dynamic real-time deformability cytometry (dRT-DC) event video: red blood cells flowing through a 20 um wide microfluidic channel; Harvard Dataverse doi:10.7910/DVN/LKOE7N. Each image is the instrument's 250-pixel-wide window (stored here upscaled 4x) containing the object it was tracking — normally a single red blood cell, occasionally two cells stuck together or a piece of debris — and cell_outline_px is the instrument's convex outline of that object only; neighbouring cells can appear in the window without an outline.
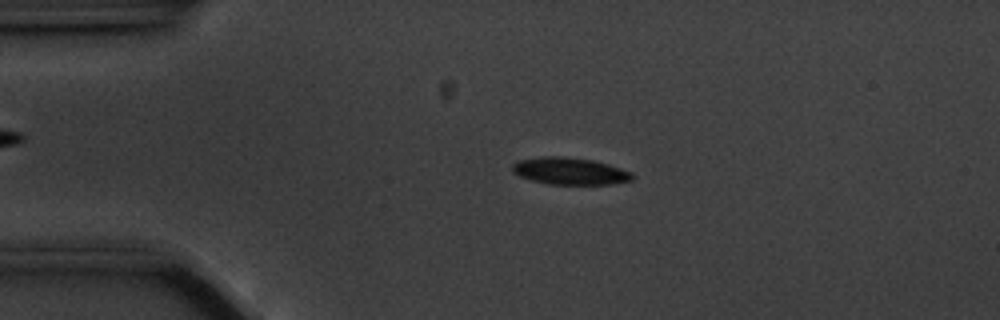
{"species": "common noctule bat (a hibernating species)", "species_latin": "Nyctalus noctula", "temperature_condition": "cold", "stored_images_in_passage": 46, "camera_frame_rate_fps": 3000, "um_per_image_px": 0.085, "animal": {"sex": "male", "body_mass_g": 20.1, "forearm_length_mm": 53.5}, "frame": {"image": 1, "passage_image": 2, "time_ms": 0.333, "image_size_px": [1000, 320], "cell_outline_px": [[636, 176], [632, 180], [612, 184], [548, 184], [532, 180], [520, 176], [512, 172], [512, 164], [520, 160], [544, 156], [564, 156], [592, 160], [608, 164], [632, 172]], "centroid_in_image_um": [48.46, 14.54], "position_along_channel_um": 36.5, "area_um2": 18.9}}
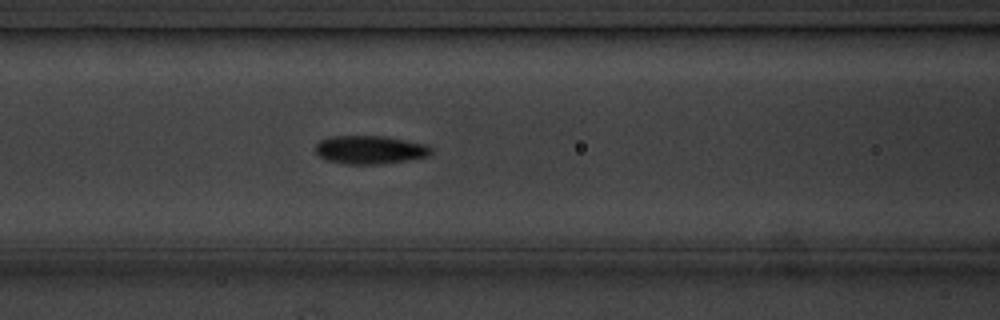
{"frame": {"image": 2, "passage_image": 13, "time_ms": 4.0, "image_size_px": [1000, 320], "cell_outline_px": [[432, 152], [428, 156], [384, 164], [344, 164], [328, 160], [320, 156], [316, 152], [316, 144], [320, 140], [332, 136], [384, 136], [428, 144], [432, 148]], "centroid_in_image_um": [31.47, 12.73], "position_along_channel_um": 135.1, "area_um2": 19.13}}
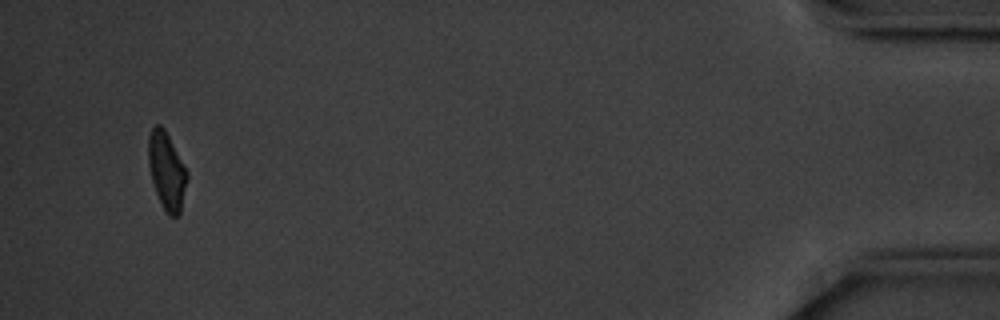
{"frame": {"image": 3, "passage_image": 44, "time_ms": 14.333, "image_size_px": [1000, 320], "cell_outline_px": [[188, 176], [180, 212], [176, 216], [168, 216], [156, 192], [152, 180], [148, 164], [148, 136], [152, 128], [156, 124], [160, 124], [164, 128], [188, 172]], "centroid_in_image_um": [14.16, 14.5], "position_along_channel_um": 421.0, "area_um2": 17.22}, "authors_computed_cell_mechanics": {"area_um2": 18.2937, "velocity_mm_per_s": 3.5269, "shape_relaxation_time_tau1_ms": 2.4753, "shape_relaxation_time_tau2_ms": null, "deformation_change_tau1": 0.1228, "deformation_change_tau2": null}}